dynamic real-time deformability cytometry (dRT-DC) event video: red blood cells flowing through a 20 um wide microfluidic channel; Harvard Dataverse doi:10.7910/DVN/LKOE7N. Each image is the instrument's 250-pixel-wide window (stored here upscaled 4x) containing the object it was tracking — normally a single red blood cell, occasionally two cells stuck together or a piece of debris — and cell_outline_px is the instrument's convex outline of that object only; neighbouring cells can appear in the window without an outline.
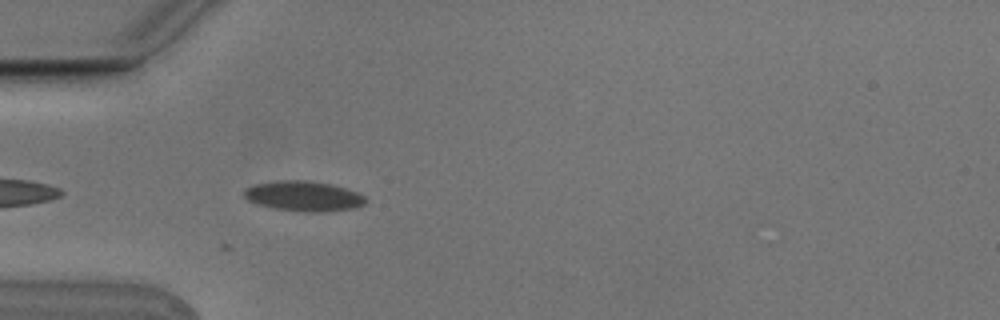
{"species": "Egyptian fruit bat (a non-hibernating species)", "species_latin": "Rousettus aegyptiacus", "temperature_condition": "cold", "stored_images_in_passage": 4, "camera_frame_rate_fps": 3000, "um_per_image_px": 0.085, "animal": {"sex": "male"}, "frame": {"image": 1, "passage_image": 4, "time_ms": 1.0, "image_size_px": [1000, 320], "cell_outline_px": [[368, 200], [364, 204], [352, 208], [324, 212], [304, 212], [272, 208], [248, 200], [244, 196], [244, 188], [256, 184], [276, 180], [304, 180], [332, 184], [356, 192], [364, 196]], "centroid_in_image_um": [25.8, 16.67], "position_along_channel_um": 59.2, "area_um2": 21.27}}